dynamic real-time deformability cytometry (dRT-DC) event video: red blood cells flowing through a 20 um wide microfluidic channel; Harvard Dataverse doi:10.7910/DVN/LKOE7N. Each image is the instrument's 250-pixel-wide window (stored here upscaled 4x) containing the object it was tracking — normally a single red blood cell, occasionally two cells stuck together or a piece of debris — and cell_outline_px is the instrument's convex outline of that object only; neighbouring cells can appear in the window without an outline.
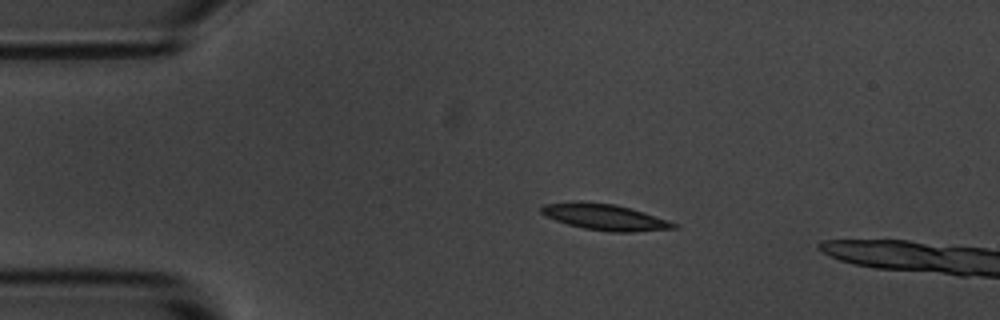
{"species": "common noctule bat (a hibernating species)", "species_latin": "Nyctalus noctula", "temperature_condition": "room temperature", "stored_images_in_passage": 13, "camera_frame_rate_fps": 3000, "um_per_image_px": 0.085, "animal": {"sex": "male", "body_mass_g": 20.1, "forearm_length_mm": 53.5}, "frame": {"image": 1, "passage_image": 10, "time_ms": 3.0, "image_size_px": [1000, 320], "cell_outline_px": [[680, 228], [632, 232], [612, 232], [584, 228], [568, 224], [544, 216], [540, 212], [540, 208], [544, 204], [572, 200], [576, 200], [616, 204], [644, 212], [668, 220], [676, 224]], "centroid_in_image_um": [51.38, 18.43], "position_along_channel_um": 33.6, "area_um2": 20.4}}